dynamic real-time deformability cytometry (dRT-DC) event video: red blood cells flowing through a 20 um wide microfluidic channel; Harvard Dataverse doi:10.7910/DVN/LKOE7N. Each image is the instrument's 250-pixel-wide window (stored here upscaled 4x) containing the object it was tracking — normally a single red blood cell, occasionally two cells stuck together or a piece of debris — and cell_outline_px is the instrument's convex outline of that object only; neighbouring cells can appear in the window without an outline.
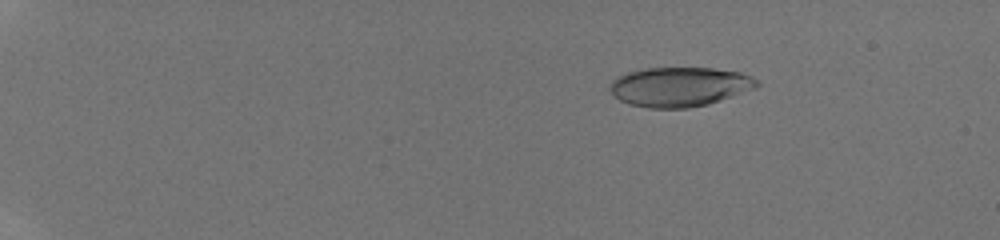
{"species": "human", "species_latin": "Homo sapiens", "temperature_condition": "room temperature", "stored_images_in_passage": 44, "camera_frame_rate_fps": 3000, "um_per_image_px": 0.085, "donor": {"sex": "male"}, "frame": {"image": 1, "passage_image": 6, "time_ms": 1.667, "image_size_px": [1000, 240], "cell_outline_px": [[760, 84], [756, 88], [708, 104], [688, 108], [648, 108], [628, 104], [620, 100], [608, 88], [612, 80], [616, 76], [628, 72], [644, 68], [712, 68], [740, 72], [752, 76]], "centroid_in_image_um": [57.75, 7.37], "position_along_channel_um": 27.3, "area_um2": 33.87}}
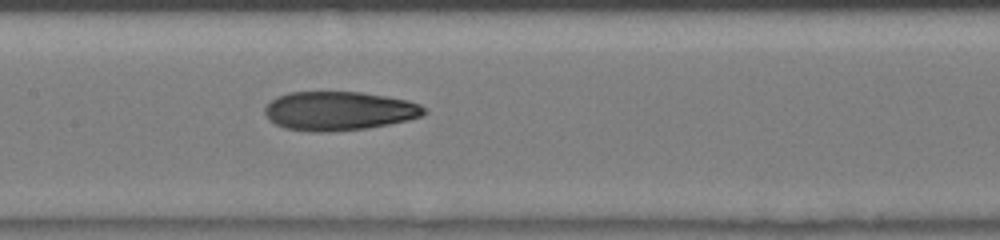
{"frame": {"image": 2, "passage_image": 24, "time_ms": 7.667, "image_size_px": [1000, 240], "cell_outline_px": [[428, 112], [420, 116], [408, 120], [368, 128], [332, 132], [312, 132], [284, 128], [268, 120], [264, 112], [264, 108], [276, 96], [288, 92], [360, 92], [388, 96], [408, 100], [420, 104], [428, 108]], "centroid_in_image_um": [28.82, 9.43], "position_along_channel_um": 178.6, "area_um2": 36.53}}
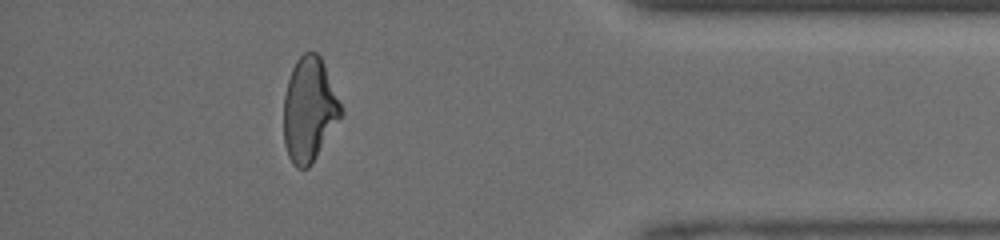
{"frame": {"image": 3, "passage_image": 40, "time_ms": 13.0, "image_size_px": [1000, 240], "cell_outline_px": [[344, 112], [312, 164], [308, 168], [296, 168], [292, 164], [288, 156], [284, 144], [284, 96], [288, 80], [292, 68], [296, 60], [304, 52], [316, 52], [320, 56], [324, 64]], "centroid_in_image_um": [26.27, 9.34], "position_along_channel_um": 408.9, "area_um2": 34.74}}